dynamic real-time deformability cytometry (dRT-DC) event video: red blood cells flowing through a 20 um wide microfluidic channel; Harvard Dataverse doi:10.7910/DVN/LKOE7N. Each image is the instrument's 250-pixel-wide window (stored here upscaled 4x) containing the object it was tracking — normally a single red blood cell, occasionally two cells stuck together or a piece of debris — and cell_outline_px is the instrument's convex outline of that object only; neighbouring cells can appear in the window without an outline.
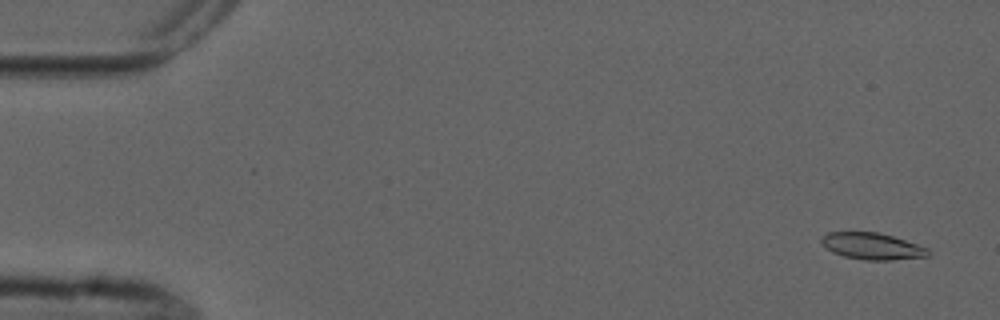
{"species": "common noctule bat (a hibernating species)", "species_latin": "Nyctalus noctula", "temperature_condition": "cold", "stored_images_in_passage": 6, "camera_frame_rate_fps": 3000, "um_per_image_px": 0.085, "animal": {"sex": "male", "forearm_length_mm": 52.5}, "frame": {"image": 1, "passage_image": 1, "time_ms": 0.0, "image_size_px": [1000, 320], "cell_outline_px": [[932, 252], [928, 256], [892, 260], [864, 260], [844, 256], [832, 252], [820, 240], [820, 236], [828, 232], [876, 232], [892, 236], [928, 248]], "centroid_in_image_um": [74.13, 20.93], "position_along_channel_um": 10.9, "area_um2": 16.47}}
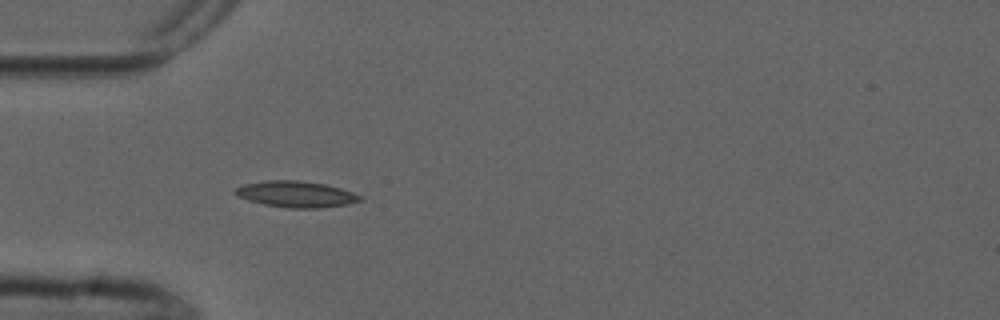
{"frame": {"image": 2, "passage_image": 5, "time_ms": 4.667, "image_size_px": [1000, 320], "cell_outline_px": [[364, 200], [348, 204], [320, 208], [292, 208], [264, 204], [248, 200], [236, 196], [232, 192], [236, 188], [244, 184], [268, 180], [296, 180], [324, 184], [340, 188], [352, 192], [360, 196]], "centroid_in_image_um": [25.14, 16.51], "position_along_channel_um": 59.9, "area_um2": 18.96}}
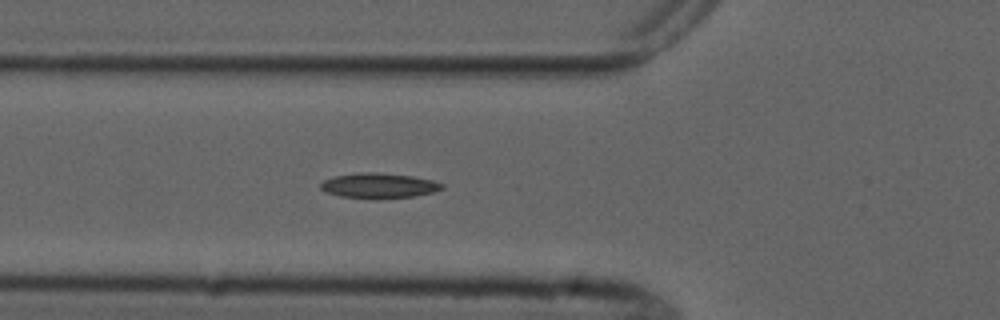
{"frame": {"image": 3, "passage_image": 6, "time_ms": 5.667, "image_size_px": [1000, 320], "cell_outline_px": [[444, 188], [432, 192], [416, 196], [376, 200], [340, 196], [324, 192], [320, 188], [320, 184], [324, 180], [336, 176], [356, 172], [376, 172], [412, 176], [432, 180], [444, 184]], "centroid_in_image_um": [32.19, 15.79], "position_along_channel_um": 93.6, "area_um2": 18.09}}